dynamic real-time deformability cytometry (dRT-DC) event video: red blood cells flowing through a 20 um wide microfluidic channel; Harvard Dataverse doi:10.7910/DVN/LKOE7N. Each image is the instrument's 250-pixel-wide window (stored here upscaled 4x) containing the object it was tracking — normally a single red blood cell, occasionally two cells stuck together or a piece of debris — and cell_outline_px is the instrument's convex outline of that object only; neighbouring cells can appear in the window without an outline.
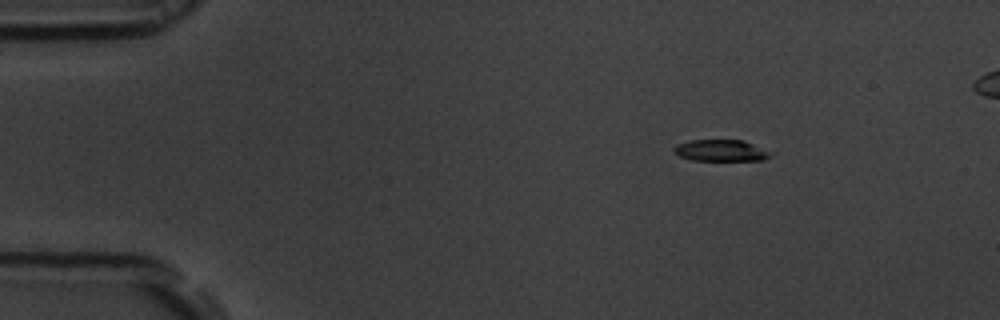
{"species": "common noctule bat (a hibernating species)", "species_latin": "Nyctalus noctula", "temperature_condition": "room temperature", "stored_images_in_passage": 47, "camera_frame_rate_fps": 3000, "um_per_image_px": 0.085, "animal": {"sex": "male", "body_mass_g": 19.5, "forearm_length_mm": 54.6}, "frame": {"image": 1, "passage_image": 1, "time_ms": 0.0, "image_size_px": [1000, 320], "cell_outline_px": [[776, 152], [772, 156], [764, 160], [692, 160], [680, 156], [672, 148], [680, 144], [692, 140], [744, 140]], "centroid_in_image_um": [61.41, 12.79], "position_along_channel_um": 23.6, "area_um2": 12.2}}
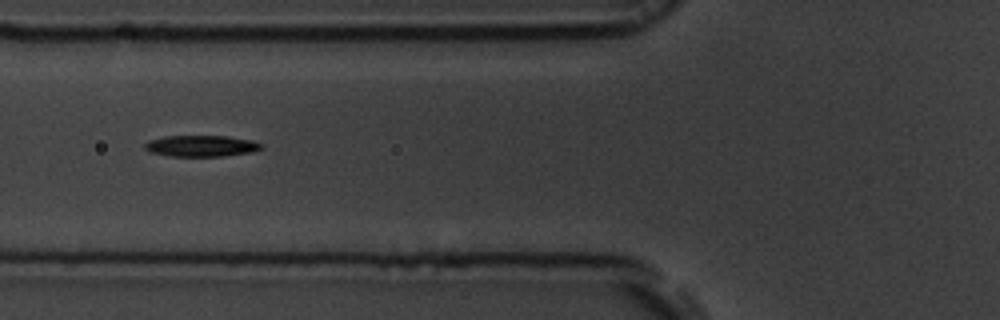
{"frame": {"image": 2, "passage_image": 14, "time_ms": 4.333, "image_size_px": [1000, 320], "cell_outline_px": [[264, 148], [252, 152], [224, 156], [168, 156], [148, 152], [144, 148], [144, 144], [148, 140], [164, 136], [228, 136], [252, 140], [264, 144]], "centroid_in_image_um": [17.11, 12.4], "position_along_channel_um": 108.7, "area_um2": 14.68}}
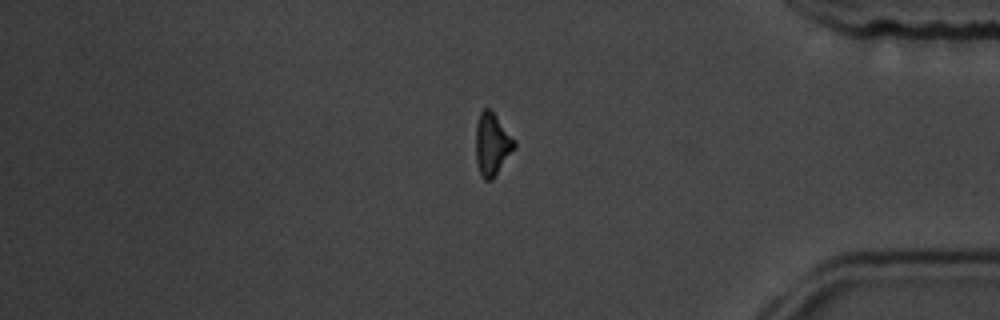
{"frame": {"image": 3, "passage_image": 39, "time_ms": 12.667, "image_size_px": [1000, 320], "cell_outline_px": [[516, 148], [492, 180], [484, 180], [476, 164], [476, 124], [480, 112], [484, 108], [488, 108], [496, 116], [516, 140]], "centroid_in_image_um": [41.84, 12.27], "position_along_channel_um": 393.4, "area_um2": 14.1}}